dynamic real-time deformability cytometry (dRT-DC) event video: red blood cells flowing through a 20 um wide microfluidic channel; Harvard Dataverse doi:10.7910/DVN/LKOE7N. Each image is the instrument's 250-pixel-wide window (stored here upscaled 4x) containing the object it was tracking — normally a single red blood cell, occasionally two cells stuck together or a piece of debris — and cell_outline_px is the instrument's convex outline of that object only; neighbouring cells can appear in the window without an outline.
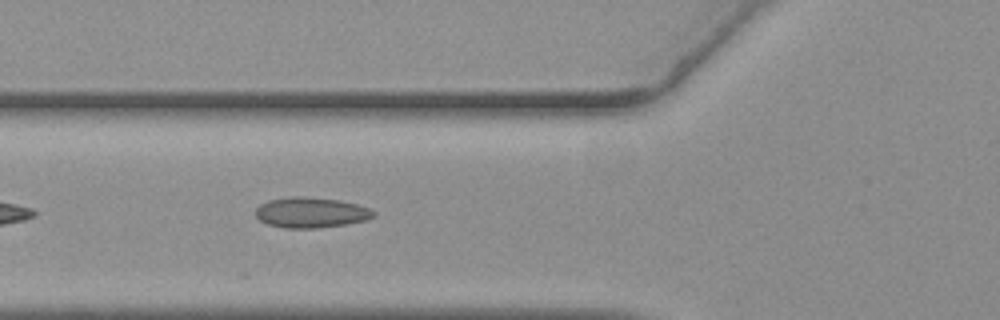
{"species": "common noctule bat (a hibernating species)", "species_latin": "Nyctalus noctula", "temperature_condition": "warm", "stored_images_in_passage": 19, "camera_frame_rate_fps": 3000, "um_per_image_px": 0.085, "animal": {"sex": "female", "body_mass_g": 19.3, "forearm_length_mm": 54.1}, "frame": {"image": 1, "passage_image": 6, "time_ms": 1.667, "image_size_px": [1000, 320], "cell_outline_px": [[376, 216], [368, 220], [348, 224], [316, 228], [284, 228], [268, 224], [260, 220], [256, 216], [256, 208], [260, 204], [268, 200], [292, 196], [304, 196], [340, 200], [356, 204], [368, 208], [376, 212]], "centroid_in_image_um": [26.45, 18.06], "position_along_channel_um": 99.3, "area_um2": 21.1}}
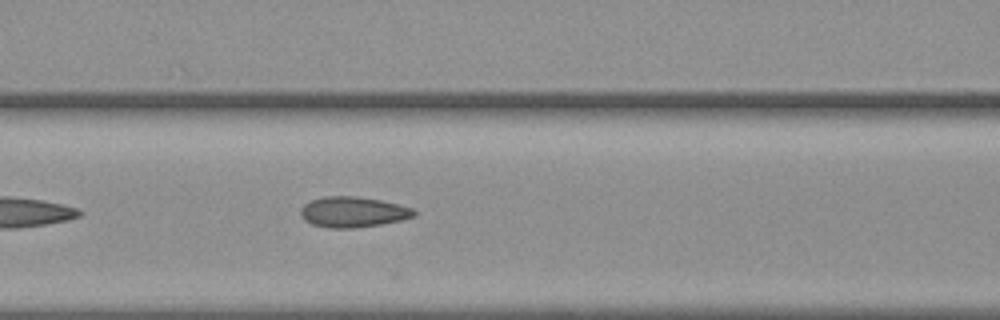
{"frame": {"image": 2, "passage_image": 9, "time_ms": 2.667, "image_size_px": [1000, 320], "cell_outline_px": [[416, 216], [400, 220], [380, 224], [356, 228], [328, 228], [312, 224], [304, 220], [300, 212], [300, 208], [304, 204], [312, 200], [324, 196], [356, 196], [380, 200], [400, 204], [412, 208], [416, 212]], "centroid_in_image_um": [30.0, 18.02], "position_along_channel_um": 136.6, "area_um2": 20.23}}
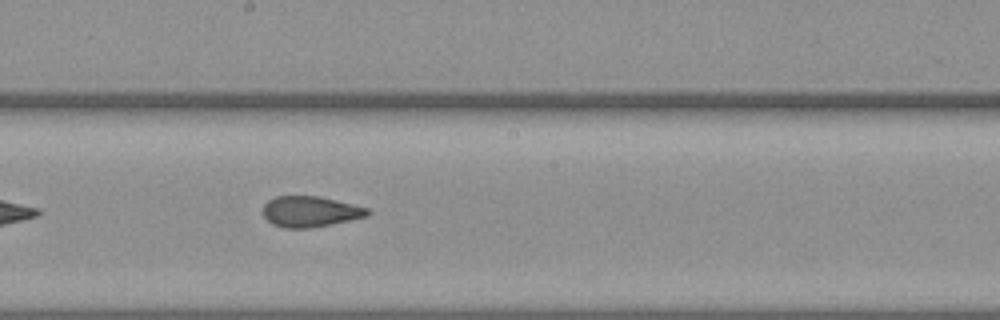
{"frame": {"image": 3, "passage_image": 16, "time_ms": 5.0, "image_size_px": [1000, 320], "cell_outline_px": [[372, 212], [368, 216], [332, 224], [308, 228], [284, 228], [272, 224], [264, 216], [264, 204], [268, 200], [276, 196], [316, 196], [352, 204], [368, 208]], "centroid_in_image_um": [26.37, 17.99], "position_along_channel_um": 221.8, "area_um2": 18.61}}